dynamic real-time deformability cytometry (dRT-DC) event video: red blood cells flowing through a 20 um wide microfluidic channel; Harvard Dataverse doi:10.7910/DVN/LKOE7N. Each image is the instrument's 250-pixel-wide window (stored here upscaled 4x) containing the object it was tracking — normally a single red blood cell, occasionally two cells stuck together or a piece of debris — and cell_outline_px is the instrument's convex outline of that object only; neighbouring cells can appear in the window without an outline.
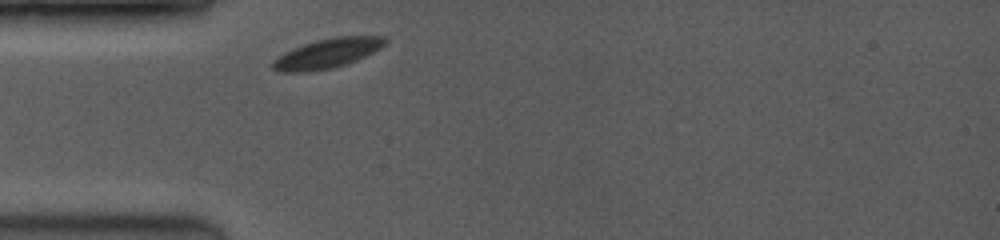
{"species": "common noctule bat (a hibernating species)", "species_latin": "Nyctalus noctula", "temperature_condition": "room temperature", "stored_images_in_passage": 44, "camera_frame_rate_fps": 3500, "um_per_image_px": 0.085, "animal": {"sex": "female", "body_mass_g": 19.0, "forearm_length_mm": 53.3}, "frame": {"image": 1, "passage_image": 1, "time_ms": 0.0, "image_size_px": [1000, 240], "cell_outline_px": [[388, 40], [380, 48], [356, 60], [332, 68], [308, 72], [280, 72], [272, 68], [272, 60], [284, 52], [304, 44], [316, 40], [332, 36], [384, 36]], "centroid_in_image_um": [27.79, 4.53], "position_along_channel_um": 57.2, "area_um2": 19.31}}
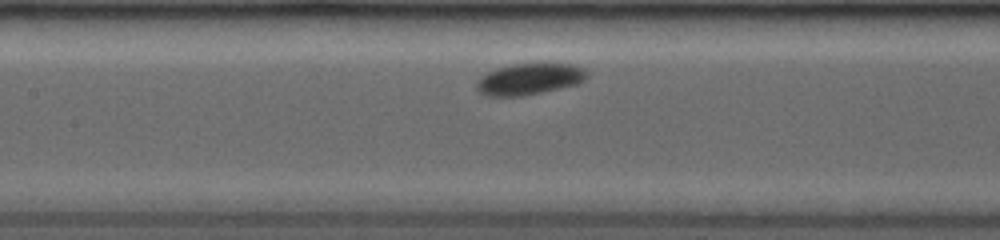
{"frame": {"image": 2, "passage_image": 15, "time_ms": 2.857, "image_size_px": [1000, 240], "cell_outline_px": [[588, 76], [584, 80], [576, 84], [540, 92], [520, 96], [484, 96], [476, 88], [476, 80], [484, 72], [496, 68], [512, 64], [544, 60], [572, 64], [584, 68], [588, 72]], "centroid_in_image_um": [44.98, 6.66], "position_along_channel_um": 162.4, "area_um2": 21.04}}
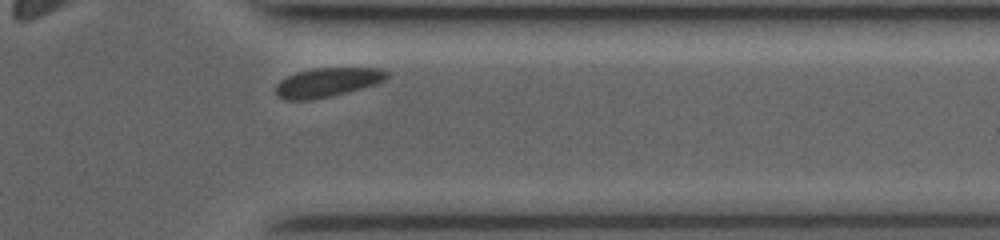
{"frame": {"image": 3, "passage_image": 39, "time_ms": 8.571, "image_size_px": [1000, 240], "cell_outline_px": [[388, 76], [384, 80], [376, 84], [312, 100], [284, 100], [276, 96], [276, 84], [280, 80], [296, 72], [312, 68], [380, 68], [388, 72]], "centroid_in_image_um": [27.78, 6.99], "position_along_channel_um": 383.6, "area_um2": 18.73}, "authors_computed_cell_mechanics": {"area_um2": 19.7676, "velocity_mm_per_s": 3.8419, "shape_relaxation_time_tau1_ms": 2.7702, "shape_relaxation_time_tau2_ms": null, "deformation_change_tau1": 0.0641, "deformation_change_tau2": null}}